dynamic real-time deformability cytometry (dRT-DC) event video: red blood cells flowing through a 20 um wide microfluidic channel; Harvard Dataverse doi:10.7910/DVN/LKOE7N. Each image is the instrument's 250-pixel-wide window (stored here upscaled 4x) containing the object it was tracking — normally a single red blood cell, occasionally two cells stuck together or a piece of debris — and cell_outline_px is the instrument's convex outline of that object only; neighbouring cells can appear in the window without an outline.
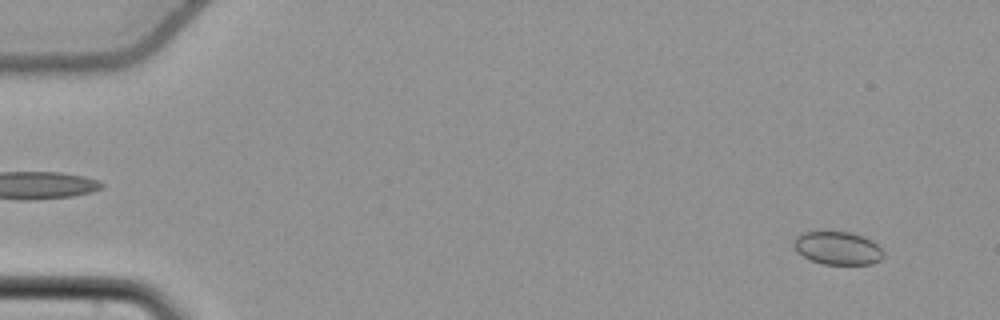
{"species": "common noctule bat (a hibernating species)", "species_latin": "Nyctalus noctula", "temperature_condition": "cold", "stored_images_in_passage": 57, "camera_frame_rate_fps": 3000, "um_per_image_px": 0.085, "animal": {"sex": "female", "body_mass_g": 22.7, "forearm_length_mm": 54.2}, "frame": {"image": 1, "passage_image": 5, "time_ms": 1.333, "image_size_px": [1000, 320], "cell_outline_px": [[884, 256], [880, 260], [872, 264], [824, 264], [812, 260], [796, 252], [792, 244], [796, 236], [800, 232], [848, 232], [872, 240], [884, 252]], "centroid_in_image_um": [71.18, 21.09], "position_along_channel_um": 13.8, "area_um2": 17.22}}
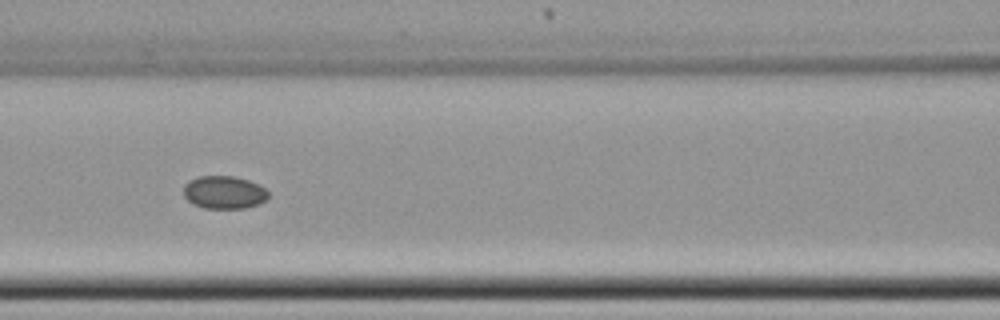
{"frame": {"image": 2, "passage_image": 27, "time_ms": 8.667, "image_size_px": [1000, 320], "cell_outline_px": [[268, 200], [260, 204], [244, 208], [204, 208], [192, 204], [184, 196], [184, 184], [188, 180], [200, 176], [232, 176], [248, 180], [264, 188], [268, 192]], "centroid_in_image_um": [19.04, 16.36], "position_along_channel_um": 147.6, "area_um2": 16.3}}
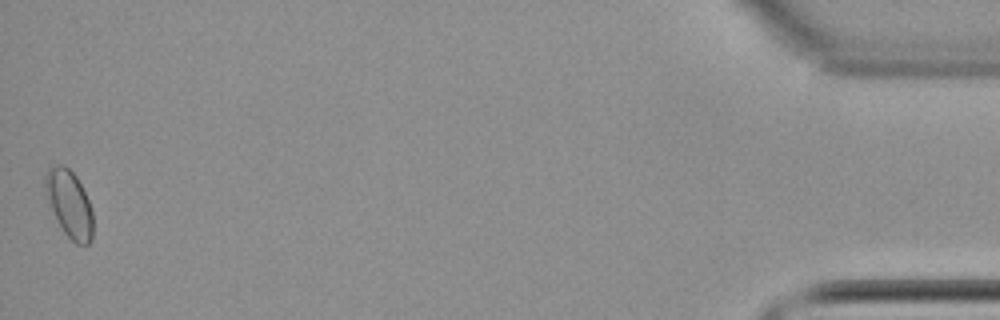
{"frame": {"image": 3, "passage_image": 57, "time_ms": 18.667, "image_size_px": [1000, 320], "cell_outline_px": [[92, 240], [88, 244], [76, 244], [64, 232], [48, 200], [44, 188], [44, 176], [48, 164], [64, 164], [76, 176], [88, 200], [92, 212]], "centroid_in_image_um": [5.86, 17.26], "position_along_channel_um": 429.3, "area_um2": 18.5}}